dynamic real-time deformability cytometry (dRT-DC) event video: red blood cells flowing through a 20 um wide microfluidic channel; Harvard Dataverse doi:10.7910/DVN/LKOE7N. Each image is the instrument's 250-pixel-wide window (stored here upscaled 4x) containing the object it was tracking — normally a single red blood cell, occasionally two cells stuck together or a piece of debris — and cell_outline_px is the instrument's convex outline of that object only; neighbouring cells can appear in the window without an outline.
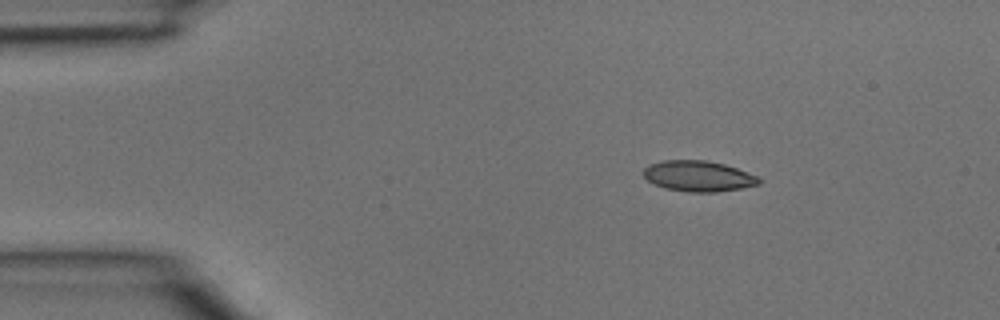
{"species": "common noctule bat (a hibernating species)", "species_latin": "Nyctalus noctula", "temperature_condition": "room temperature", "stored_images_in_passage": 3, "camera_frame_rate_fps": 3000, "um_per_image_px": 0.085, "animal": {"sex": "male", "body_mass_g": 15.6}, "frame": {"image": 1, "passage_image": 1, "time_ms": 0.0, "image_size_px": [1000, 320], "cell_outline_px": [[764, 180], [760, 184], [740, 188], [716, 192], [688, 192], [664, 188], [648, 180], [640, 172], [648, 164], [660, 160], [708, 160], [724, 164], [736, 168], [756, 176]], "centroid_in_image_um": [59.33, 14.96], "position_along_channel_um": 25.7, "area_um2": 20.81}}